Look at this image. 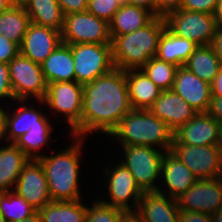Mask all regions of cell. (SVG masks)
<instances>
[{
	"instance_id": "cell-1",
	"label": "cell",
	"mask_w": 222,
	"mask_h": 222,
	"mask_svg": "<svg viewBox=\"0 0 222 222\" xmlns=\"http://www.w3.org/2000/svg\"><path fill=\"white\" fill-rule=\"evenodd\" d=\"M131 109L126 71L114 68L84 84L81 137L93 132L110 135Z\"/></svg>"
},
{
	"instance_id": "cell-2",
	"label": "cell",
	"mask_w": 222,
	"mask_h": 222,
	"mask_svg": "<svg viewBox=\"0 0 222 222\" xmlns=\"http://www.w3.org/2000/svg\"><path fill=\"white\" fill-rule=\"evenodd\" d=\"M73 137L71 145L63 151L53 155H43L37 160L43 167L48 191L52 201H78L82 199L80 193L79 175L81 165V149L84 147L85 138Z\"/></svg>"
},
{
	"instance_id": "cell-3",
	"label": "cell",
	"mask_w": 222,
	"mask_h": 222,
	"mask_svg": "<svg viewBox=\"0 0 222 222\" xmlns=\"http://www.w3.org/2000/svg\"><path fill=\"white\" fill-rule=\"evenodd\" d=\"M165 27L164 17L155 16L134 32L111 36L114 68L123 71L141 69L151 58L156 57Z\"/></svg>"
},
{
	"instance_id": "cell-4",
	"label": "cell",
	"mask_w": 222,
	"mask_h": 222,
	"mask_svg": "<svg viewBox=\"0 0 222 222\" xmlns=\"http://www.w3.org/2000/svg\"><path fill=\"white\" fill-rule=\"evenodd\" d=\"M174 132L150 110L131 109L109 137L120 146H151L171 151Z\"/></svg>"
},
{
	"instance_id": "cell-5",
	"label": "cell",
	"mask_w": 222,
	"mask_h": 222,
	"mask_svg": "<svg viewBox=\"0 0 222 222\" xmlns=\"http://www.w3.org/2000/svg\"><path fill=\"white\" fill-rule=\"evenodd\" d=\"M52 113H60L70 127V135L81 137V114L83 106V85L76 81L49 83L43 100Z\"/></svg>"
},
{
	"instance_id": "cell-6",
	"label": "cell",
	"mask_w": 222,
	"mask_h": 222,
	"mask_svg": "<svg viewBox=\"0 0 222 222\" xmlns=\"http://www.w3.org/2000/svg\"><path fill=\"white\" fill-rule=\"evenodd\" d=\"M123 156L120 162L135 177L140 189L145 192H157L163 156L166 151L151 146H120ZM158 183V184H157Z\"/></svg>"
},
{
	"instance_id": "cell-7",
	"label": "cell",
	"mask_w": 222,
	"mask_h": 222,
	"mask_svg": "<svg viewBox=\"0 0 222 222\" xmlns=\"http://www.w3.org/2000/svg\"><path fill=\"white\" fill-rule=\"evenodd\" d=\"M166 28L176 36L199 45H211L217 26L214 14L179 9L165 17Z\"/></svg>"
},
{
	"instance_id": "cell-8",
	"label": "cell",
	"mask_w": 222,
	"mask_h": 222,
	"mask_svg": "<svg viewBox=\"0 0 222 222\" xmlns=\"http://www.w3.org/2000/svg\"><path fill=\"white\" fill-rule=\"evenodd\" d=\"M71 50L77 83H90L114 69L112 44H74L71 45Z\"/></svg>"
},
{
	"instance_id": "cell-9",
	"label": "cell",
	"mask_w": 222,
	"mask_h": 222,
	"mask_svg": "<svg viewBox=\"0 0 222 222\" xmlns=\"http://www.w3.org/2000/svg\"><path fill=\"white\" fill-rule=\"evenodd\" d=\"M8 65L15 100L44 99L48 84L40 64L19 53Z\"/></svg>"
},
{
	"instance_id": "cell-10",
	"label": "cell",
	"mask_w": 222,
	"mask_h": 222,
	"mask_svg": "<svg viewBox=\"0 0 222 222\" xmlns=\"http://www.w3.org/2000/svg\"><path fill=\"white\" fill-rule=\"evenodd\" d=\"M62 42L74 45L82 43L111 44L109 23L89 11L65 15Z\"/></svg>"
},
{
	"instance_id": "cell-11",
	"label": "cell",
	"mask_w": 222,
	"mask_h": 222,
	"mask_svg": "<svg viewBox=\"0 0 222 222\" xmlns=\"http://www.w3.org/2000/svg\"><path fill=\"white\" fill-rule=\"evenodd\" d=\"M109 167L103 168L104 173H106L104 176H107L105 182L107 188L105 189L108 191L109 195L106 194V196L109 200L105 201L102 198L98 200L122 210H136L144 192L136 183L135 177L120 161L115 163L113 168Z\"/></svg>"
},
{
	"instance_id": "cell-12",
	"label": "cell",
	"mask_w": 222,
	"mask_h": 222,
	"mask_svg": "<svg viewBox=\"0 0 222 222\" xmlns=\"http://www.w3.org/2000/svg\"><path fill=\"white\" fill-rule=\"evenodd\" d=\"M171 152L198 180L219 178L222 166V152L219 145L190 146L178 144L173 139Z\"/></svg>"
},
{
	"instance_id": "cell-13",
	"label": "cell",
	"mask_w": 222,
	"mask_h": 222,
	"mask_svg": "<svg viewBox=\"0 0 222 222\" xmlns=\"http://www.w3.org/2000/svg\"><path fill=\"white\" fill-rule=\"evenodd\" d=\"M176 201L181 212L213 215L222 209V182L219 178L197 180Z\"/></svg>"
},
{
	"instance_id": "cell-14",
	"label": "cell",
	"mask_w": 222,
	"mask_h": 222,
	"mask_svg": "<svg viewBox=\"0 0 222 222\" xmlns=\"http://www.w3.org/2000/svg\"><path fill=\"white\" fill-rule=\"evenodd\" d=\"M14 191L37 211L52 202L47 179L38 160L30 159L20 173Z\"/></svg>"
},
{
	"instance_id": "cell-15",
	"label": "cell",
	"mask_w": 222,
	"mask_h": 222,
	"mask_svg": "<svg viewBox=\"0 0 222 222\" xmlns=\"http://www.w3.org/2000/svg\"><path fill=\"white\" fill-rule=\"evenodd\" d=\"M16 102H19L20 106L11 112L8 111L10 109H5L3 115V141L7 143H13L34 126L51 125L50 117L47 116L49 114L44 115L40 107L37 109L36 104L25 105L28 100H16Z\"/></svg>"
},
{
	"instance_id": "cell-16",
	"label": "cell",
	"mask_w": 222,
	"mask_h": 222,
	"mask_svg": "<svg viewBox=\"0 0 222 222\" xmlns=\"http://www.w3.org/2000/svg\"><path fill=\"white\" fill-rule=\"evenodd\" d=\"M220 123L207 113H197L173 134L178 144L190 146L219 145Z\"/></svg>"
},
{
	"instance_id": "cell-17",
	"label": "cell",
	"mask_w": 222,
	"mask_h": 222,
	"mask_svg": "<svg viewBox=\"0 0 222 222\" xmlns=\"http://www.w3.org/2000/svg\"><path fill=\"white\" fill-rule=\"evenodd\" d=\"M61 43L60 31L30 22L20 45V53L33 62L42 64Z\"/></svg>"
},
{
	"instance_id": "cell-18",
	"label": "cell",
	"mask_w": 222,
	"mask_h": 222,
	"mask_svg": "<svg viewBox=\"0 0 222 222\" xmlns=\"http://www.w3.org/2000/svg\"><path fill=\"white\" fill-rule=\"evenodd\" d=\"M172 90L198 113H206L212 98L211 84L203 81L185 66L177 68Z\"/></svg>"
},
{
	"instance_id": "cell-19",
	"label": "cell",
	"mask_w": 222,
	"mask_h": 222,
	"mask_svg": "<svg viewBox=\"0 0 222 222\" xmlns=\"http://www.w3.org/2000/svg\"><path fill=\"white\" fill-rule=\"evenodd\" d=\"M160 179V184H163L158 186L157 192L173 199L180 197L198 180L171 151L163 156Z\"/></svg>"
},
{
	"instance_id": "cell-20",
	"label": "cell",
	"mask_w": 222,
	"mask_h": 222,
	"mask_svg": "<svg viewBox=\"0 0 222 222\" xmlns=\"http://www.w3.org/2000/svg\"><path fill=\"white\" fill-rule=\"evenodd\" d=\"M149 110L165 122L173 132L198 113L172 89L162 91Z\"/></svg>"
},
{
	"instance_id": "cell-21",
	"label": "cell",
	"mask_w": 222,
	"mask_h": 222,
	"mask_svg": "<svg viewBox=\"0 0 222 222\" xmlns=\"http://www.w3.org/2000/svg\"><path fill=\"white\" fill-rule=\"evenodd\" d=\"M136 211L144 222H179L181 211L176 199L158 192H145Z\"/></svg>"
},
{
	"instance_id": "cell-22",
	"label": "cell",
	"mask_w": 222,
	"mask_h": 222,
	"mask_svg": "<svg viewBox=\"0 0 222 222\" xmlns=\"http://www.w3.org/2000/svg\"><path fill=\"white\" fill-rule=\"evenodd\" d=\"M126 81L132 109L149 110L163 91L142 69L127 70Z\"/></svg>"
},
{
	"instance_id": "cell-23",
	"label": "cell",
	"mask_w": 222,
	"mask_h": 222,
	"mask_svg": "<svg viewBox=\"0 0 222 222\" xmlns=\"http://www.w3.org/2000/svg\"><path fill=\"white\" fill-rule=\"evenodd\" d=\"M40 65L47 84L75 81L74 59L69 44H59Z\"/></svg>"
},
{
	"instance_id": "cell-24",
	"label": "cell",
	"mask_w": 222,
	"mask_h": 222,
	"mask_svg": "<svg viewBox=\"0 0 222 222\" xmlns=\"http://www.w3.org/2000/svg\"><path fill=\"white\" fill-rule=\"evenodd\" d=\"M0 146V192L14 191L16 181L30 158L14 143Z\"/></svg>"
},
{
	"instance_id": "cell-25",
	"label": "cell",
	"mask_w": 222,
	"mask_h": 222,
	"mask_svg": "<svg viewBox=\"0 0 222 222\" xmlns=\"http://www.w3.org/2000/svg\"><path fill=\"white\" fill-rule=\"evenodd\" d=\"M197 46L193 41L178 37L165 27L159 40L156 57L180 67L189 59Z\"/></svg>"
},
{
	"instance_id": "cell-26",
	"label": "cell",
	"mask_w": 222,
	"mask_h": 222,
	"mask_svg": "<svg viewBox=\"0 0 222 222\" xmlns=\"http://www.w3.org/2000/svg\"><path fill=\"white\" fill-rule=\"evenodd\" d=\"M155 16L147 9L123 5L109 22L110 36L124 35L147 25Z\"/></svg>"
},
{
	"instance_id": "cell-27",
	"label": "cell",
	"mask_w": 222,
	"mask_h": 222,
	"mask_svg": "<svg viewBox=\"0 0 222 222\" xmlns=\"http://www.w3.org/2000/svg\"><path fill=\"white\" fill-rule=\"evenodd\" d=\"M24 9L30 22L62 32L65 15L57 0H29Z\"/></svg>"
},
{
	"instance_id": "cell-28",
	"label": "cell",
	"mask_w": 222,
	"mask_h": 222,
	"mask_svg": "<svg viewBox=\"0 0 222 222\" xmlns=\"http://www.w3.org/2000/svg\"><path fill=\"white\" fill-rule=\"evenodd\" d=\"M220 65L221 61L211 45H199L183 66L203 81L212 84L219 73Z\"/></svg>"
},
{
	"instance_id": "cell-29",
	"label": "cell",
	"mask_w": 222,
	"mask_h": 222,
	"mask_svg": "<svg viewBox=\"0 0 222 222\" xmlns=\"http://www.w3.org/2000/svg\"><path fill=\"white\" fill-rule=\"evenodd\" d=\"M42 222H85L87 205L78 201H52L37 211Z\"/></svg>"
},
{
	"instance_id": "cell-30",
	"label": "cell",
	"mask_w": 222,
	"mask_h": 222,
	"mask_svg": "<svg viewBox=\"0 0 222 222\" xmlns=\"http://www.w3.org/2000/svg\"><path fill=\"white\" fill-rule=\"evenodd\" d=\"M29 24L30 18L24 7L11 6L0 14V34L19 46Z\"/></svg>"
},
{
	"instance_id": "cell-31",
	"label": "cell",
	"mask_w": 222,
	"mask_h": 222,
	"mask_svg": "<svg viewBox=\"0 0 222 222\" xmlns=\"http://www.w3.org/2000/svg\"><path fill=\"white\" fill-rule=\"evenodd\" d=\"M52 125H39L30 128L28 132L18 137L13 143L20 148L30 159L37 160L44 154L39 150H44L43 147L49 146V141L52 137Z\"/></svg>"
},
{
	"instance_id": "cell-32",
	"label": "cell",
	"mask_w": 222,
	"mask_h": 222,
	"mask_svg": "<svg viewBox=\"0 0 222 222\" xmlns=\"http://www.w3.org/2000/svg\"><path fill=\"white\" fill-rule=\"evenodd\" d=\"M36 212L37 210L15 191L0 192V214L7 222L21 221Z\"/></svg>"
},
{
	"instance_id": "cell-33",
	"label": "cell",
	"mask_w": 222,
	"mask_h": 222,
	"mask_svg": "<svg viewBox=\"0 0 222 222\" xmlns=\"http://www.w3.org/2000/svg\"><path fill=\"white\" fill-rule=\"evenodd\" d=\"M177 68L172 63L153 57L141 69L155 85L165 91L172 89Z\"/></svg>"
},
{
	"instance_id": "cell-34",
	"label": "cell",
	"mask_w": 222,
	"mask_h": 222,
	"mask_svg": "<svg viewBox=\"0 0 222 222\" xmlns=\"http://www.w3.org/2000/svg\"><path fill=\"white\" fill-rule=\"evenodd\" d=\"M87 205L85 222H117L119 215L124 211L122 209L106 205L98 199Z\"/></svg>"
},
{
	"instance_id": "cell-35",
	"label": "cell",
	"mask_w": 222,
	"mask_h": 222,
	"mask_svg": "<svg viewBox=\"0 0 222 222\" xmlns=\"http://www.w3.org/2000/svg\"><path fill=\"white\" fill-rule=\"evenodd\" d=\"M120 6L117 0H88L87 11L109 23Z\"/></svg>"
},
{
	"instance_id": "cell-36",
	"label": "cell",
	"mask_w": 222,
	"mask_h": 222,
	"mask_svg": "<svg viewBox=\"0 0 222 222\" xmlns=\"http://www.w3.org/2000/svg\"><path fill=\"white\" fill-rule=\"evenodd\" d=\"M5 100L6 102H8V100L16 101L10 82L9 65L0 63V101L3 103ZM2 103H0V105H2Z\"/></svg>"
},
{
	"instance_id": "cell-37",
	"label": "cell",
	"mask_w": 222,
	"mask_h": 222,
	"mask_svg": "<svg viewBox=\"0 0 222 222\" xmlns=\"http://www.w3.org/2000/svg\"><path fill=\"white\" fill-rule=\"evenodd\" d=\"M219 0H184L181 9L214 14Z\"/></svg>"
},
{
	"instance_id": "cell-38",
	"label": "cell",
	"mask_w": 222,
	"mask_h": 222,
	"mask_svg": "<svg viewBox=\"0 0 222 222\" xmlns=\"http://www.w3.org/2000/svg\"><path fill=\"white\" fill-rule=\"evenodd\" d=\"M20 53V46L0 34V63L8 64Z\"/></svg>"
},
{
	"instance_id": "cell-39",
	"label": "cell",
	"mask_w": 222,
	"mask_h": 222,
	"mask_svg": "<svg viewBox=\"0 0 222 222\" xmlns=\"http://www.w3.org/2000/svg\"><path fill=\"white\" fill-rule=\"evenodd\" d=\"M184 0H155V16L165 17L168 13L181 9Z\"/></svg>"
},
{
	"instance_id": "cell-40",
	"label": "cell",
	"mask_w": 222,
	"mask_h": 222,
	"mask_svg": "<svg viewBox=\"0 0 222 222\" xmlns=\"http://www.w3.org/2000/svg\"><path fill=\"white\" fill-rule=\"evenodd\" d=\"M64 15L87 11L88 0H57Z\"/></svg>"
},
{
	"instance_id": "cell-41",
	"label": "cell",
	"mask_w": 222,
	"mask_h": 222,
	"mask_svg": "<svg viewBox=\"0 0 222 222\" xmlns=\"http://www.w3.org/2000/svg\"><path fill=\"white\" fill-rule=\"evenodd\" d=\"M179 222H212V217L202 212H181Z\"/></svg>"
},
{
	"instance_id": "cell-42",
	"label": "cell",
	"mask_w": 222,
	"mask_h": 222,
	"mask_svg": "<svg viewBox=\"0 0 222 222\" xmlns=\"http://www.w3.org/2000/svg\"><path fill=\"white\" fill-rule=\"evenodd\" d=\"M206 113L214 117L221 124L222 123V97L212 96Z\"/></svg>"
},
{
	"instance_id": "cell-43",
	"label": "cell",
	"mask_w": 222,
	"mask_h": 222,
	"mask_svg": "<svg viewBox=\"0 0 222 222\" xmlns=\"http://www.w3.org/2000/svg\"><path fill=\"white\" fill-rule=\"evenodd\" d=\"M117 222H144L136 210H124Z\"/></svg>"
},
{
	"instance_id": "cell-44",
	"label": "cell",
	"mask_w": 222,
	"mask_h": 222,
	"mask_svg": "<svg viewBox=\"0 0 222 222\" xmlns=\"http://www.w3.org/2000/svg\"><path fill=\"white\" fill-rule=\"evenodd\" d=\"M211 46L222 63V28H217L216 35L213 38Z\"/></svg>"
},
{
	"instance_id": "cell-45",
	"label": "cell",
	"mask_w": 222,
	"mask_h": 222,
	"mask_svg": "<svg viewBox=\"0 0 222 222\" xmlns=\"http://www.w3.org/2000/svg\"><path fill=\"white\" fill-rule=\"evenodd\" d=\"M212 96L222 97V63L219 73L214 78L211 84Z\"/></svg>"
},
{
	"instance_id": "cell-46",
	"label": "cell",
	"mask_w": 222,
	"mask_h": 222,
	"mask_svg": "<svg viewBox=\"0 0 222 222\" xmlns=\"http://www.w3.org/2000/svg\"><path fill=\"white\" fill-rule=\"evenodd\" d=\"M127 4L147 9L155 16V0H127Z\"/></svg>"
},
{
	"instance_id": "cell-47",
	"label": "cell",
	"mask_w": 222,
	"mask_h": 222,
	"mask_svg": "<svg viewBox=\"0 0 222 222\" xmlns=\"http://www.w3.org/2000/svg\"><path fill=\"white\" fill-rule=\"evenodd\" d=\"M214 20L217 28H222V0H219L214 12Z\"/></svg>"
},
{
	"instance_id": "cell-48",
	"label": "cell",
	"mask_w": 222,
	"mask_h": 222,
	"mask_svg": "<svg viewBox=\"0 0 222 222\" xmlns=\"http://www.w3.org/2000/svg\"><path fill=\"white\" fill-rule=\"evenodd\" d=\"M16 222H42V219L38 212L34 213L32 216L22 219L21 221Z\"/></svg>"
},
{
	"instance_id": "cell-49",
	"label": "cell",
	"mask_w": 222,
	"mask_h": 222,
	"mask_svg": "<svg viewBox=\"0 0 222 222\" xmlns=\"http://www.w3.org/2000/svg\"><path fill=\"white\" fill-rule=\"evenodd\" d=\"M11 6L12 5L9 0H0V14L7 11Z\"/></svg>"
},
{
	"instance_id": "cell-50",
	"label": "cell",
	"mask_w": 222,
	"mask_h": 222,
	"mask_svg": "<svg viewBox=\"0 0 222 222\" xmlns=\"http://www.w3.org/2000/svg\"><path fill=\"white\" fill-rule=\"evenodd\" d=\"M4 107L0 105V142L3 141V115H4Z\"/></svg>"
},
{
	"instance_id": "cell-51",
	"label": "cell",
	"mask_w": 222,
	"mask_h": 222,
	"mask_svg": "<svg viewBox=\"0 0 222 222\" xmlns=\"http://www.w3.org/2000/svg\"><path fill=\"white\" fill-rule=\"evenodd\" d=\"M12 6L25 7L29 0H9Z\"/></svg>"
},
{
	"instance_id": "cell-52",
	"label": "cell",
	"mask_w": 222,
	"mask_h": 222,
	"mask_svg": "<svg viewBox=\"0 0 222 222\" xmlns=\"http://www.w3.org/2000/svg\"><path fill=\"white\" fill-rule=\"evenodd\" d=\"M212 222H222V209L217 213L211 215Z\"/></svg>"
},
{
	"instance_id": "cell-53",
	"label": "cell",
	"mask_w": 222,
	"mask_h": 222,
	"mask_svg": "<svg viewBox=\"0 0 222 222\" xmlns=\"http://www.w3.org/2000/svg\"><path fill=\"white\" fill-rule=\"evenodd\" d=\"M219 148H220V151L222 152V123L220 124Z\"/></svg>"
},
{
	"instance_id": "cell-54",
	"label": "cell",
	"mask_w": 222,
	"mask_h": 222,
	"mask_svg": "<svg viewBox=\"0 0 222 222\" xmlns=\"http://www.w3.org/2000/svg\"><path fill=\"white\" fill-rule=\"evenodd\" d=\"M118 3L123 6V5H126L127 4V0H117Z\"/></svg>"
},
{
	"instance_id": "cell-55",
	"label": "cell",
	"mask_w": 222,
	"mask_h": 222,
	"mask_svg": "<svg viewBox=\"0 0 222 222\" xmlns=\"http://www.w3.org/2000/svg\"><path fill=\"white\" fill-rule=\"evenodd\" d=\"M0 222H7L1 214H0Z\"/></svg>"
},
{
	"instance_id": "cell-56",
	"label": "cell",
	"mask_w": 222,
	"mask_h": 222,
	"mask_svg": "<svg viewBox=\"0 0 222 222\" xmlns=\"http://www.w3.org/2000/svg\"><path fill=\"white\" fill-rule=\"evenodd\" d=\"M219 180L222 182V166H221V173H220V176H219Z\"/></svg>"
}]
</instances>
